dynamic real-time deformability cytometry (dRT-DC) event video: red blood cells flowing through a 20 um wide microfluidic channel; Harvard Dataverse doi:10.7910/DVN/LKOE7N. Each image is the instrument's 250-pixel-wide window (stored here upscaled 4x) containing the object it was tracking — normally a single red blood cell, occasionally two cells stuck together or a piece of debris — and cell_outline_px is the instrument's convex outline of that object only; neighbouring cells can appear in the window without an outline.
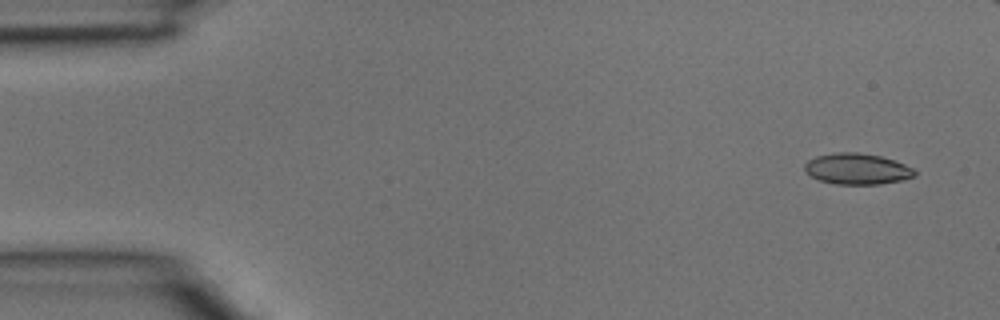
{"species": "common noctule bat (a hibernating species)", "species_latin": "Nyctalus noctula", "temperature_condition": "room temperature", "stored_images_in_passage": 4, "segment_of_instrument_passage": [2, 2], "camera_frame_rate_fps": 3000, "um_per_image_px": 0.085, "animal": {"sex": "male", "body_mass_g": 15.6}, "frame": {"image": 1, "passage_image": 4, "time_ms": 1.0, "image_size_px": [1000, 320], "cell_outline_px": [[916, 176], [900, 180], [880, 184], [836, 184], [820, 180], [804, 172], [804, 164], [808, 160], [816, 156], [836, 152], [856, 152], [880, 156], [904, 164], [912, 168], [916, 172]], "centroid_in_image_um": [72.82, 14.35], "position_along_channel_um": 12.2, "area_um2": 19.77}}